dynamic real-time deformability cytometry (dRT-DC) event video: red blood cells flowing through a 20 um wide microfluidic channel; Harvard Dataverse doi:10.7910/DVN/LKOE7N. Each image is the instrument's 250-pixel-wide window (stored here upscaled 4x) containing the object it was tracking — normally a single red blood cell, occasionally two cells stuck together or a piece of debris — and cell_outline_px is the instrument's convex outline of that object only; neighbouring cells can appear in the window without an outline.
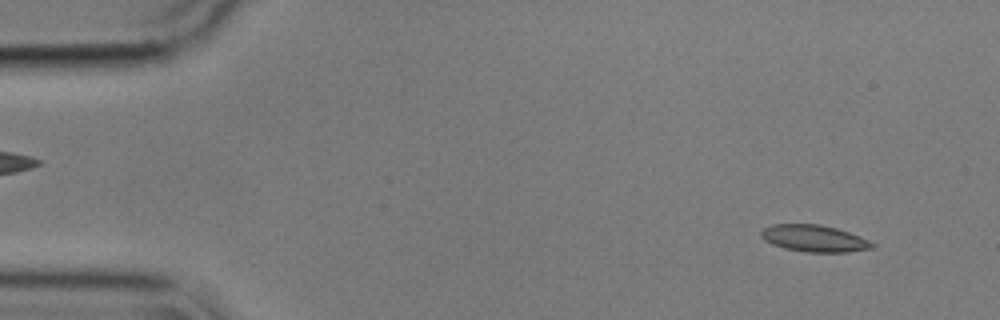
{"species": "common noctule bat (a hibernating species)", "species_latin": "Nyctalus noctula", "temperature_condition": "cold", "stored_images_in_passage": 55, "camera_frame_rate_fps": 3000, "um_per_image_px": 0.085, "animal": {"sex": "male", "body_mass_g": 17.9}, "frame": {"image": 1, "passage_image": 4, "time_ms": 1.0, "image_size_px": [1000, 320], "cell_outline_px": [[876, 248], [848, 252], [808, 252], [784, 248], [772, 244], [764, 240], [760, 236], [760, 232], [764, 228], [772, 224], [820, 224], [836, 228], [860, 236], [876, 244]], "centroid_in_image_um": [69.22, 20.27], "position_along_channel_um": 15.8, "area_um2": 17.46}}
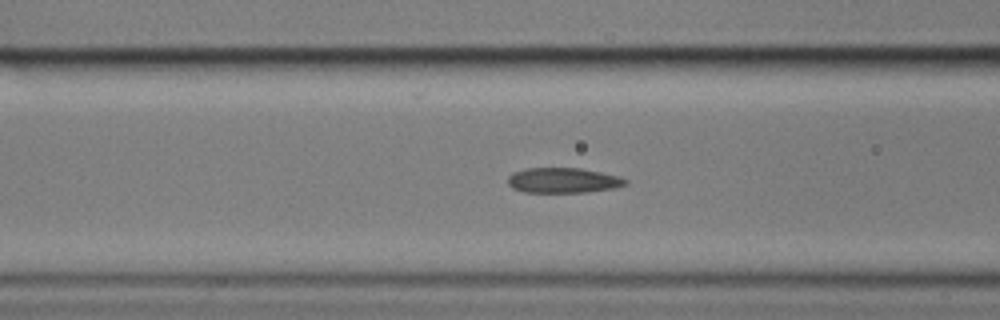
{"frame": {"image": 2, "passage_image": 21, "time_ms": 6.667, "image_size_px": [1000, 320], "cell_outline_px": [[628, 184], [616, 188], [584, 192], [524, 192], [512, 188], [508, 184], [508, 176], [512, 172], [528, 168], [580, 168], [620, 176], [628, 180]], "centroid_in_image_um": [47.88, 15.33], "position_along_channel_um": 118.7, "area_um2": 17.34}}
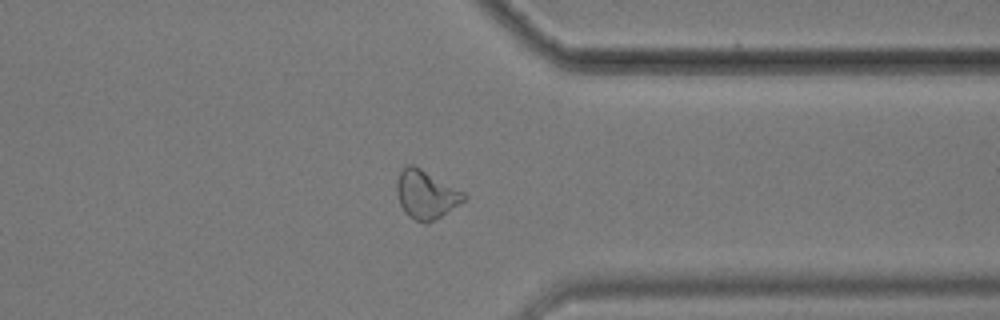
{"frame": {"image": 3, "passage_image": 43, "time_ms": 14.0, "image_size_px": [1000, 320], "cell_outline_px": [[468, 196], [464, 200], [428, 224], [424, 224], [408, 216], [404, 212], [400, 204], [396, 192], [396, 184], [400, 168], [404, 164], [412, 164], [420, 168], [464, 192]], "centroid_in_image_um": [36.16, 16.52], "position_along_channel_um": 375.2, "area_um2": 18.9}, "authors_computed_cell_mechanics": {"area_um2": 17.3978, "velocity_mm_per_s": 3.5532, "shape_relaxation_time_tau1_ms": 8.5263, "shape_relaxation_time_tau2_ms": 2.003, "deformation_change_tau1": 0.1798, "deformation_change_tau2": 0.073}}